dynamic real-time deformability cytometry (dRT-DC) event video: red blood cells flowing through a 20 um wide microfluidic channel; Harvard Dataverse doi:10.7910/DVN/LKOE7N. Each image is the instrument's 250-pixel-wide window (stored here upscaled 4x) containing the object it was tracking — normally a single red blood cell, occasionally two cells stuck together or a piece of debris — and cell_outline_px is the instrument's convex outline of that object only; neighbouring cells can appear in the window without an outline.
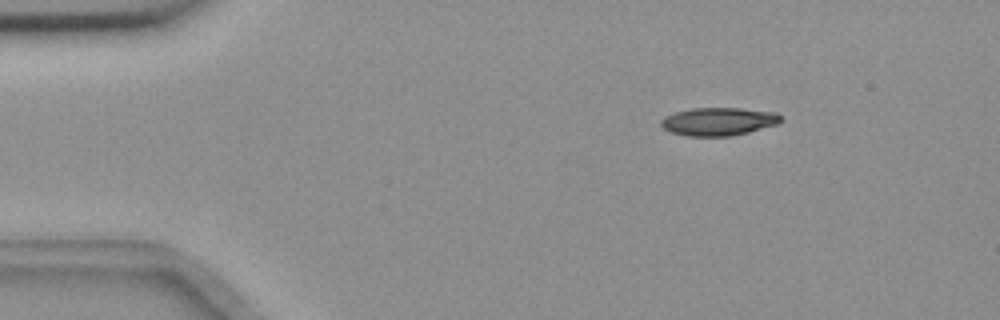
{"species": "common noctule bat (a hibernating species)", "species_latin": "Nyctalus noctula", "temperature_condition": "room temperature", "stored_images_in_passage": 3, "camera_frame_rate_fps": 3000, "um_per_image_px": 0.085, "animal": {"sex": "female", "body_mass_g": 18.4}, "frame": {"image": 1, "passage_image": 1, "time_ms": 0.0, "image_size_px": [1000, 320], "cell_outline_px": [[780, 120], [776, 124], [748, 132], [732, 136], [688, 136], [672, 132], [664, 128], [660, 124], [660, 120], [664, 116], [676, 112], [692, 108], [740, 108], [776, 112], [780, 116]], "centroid_in_image_um": [61.04, 10.32], "position_along_channel_um": 24.0, "area_um2": 19.42}}